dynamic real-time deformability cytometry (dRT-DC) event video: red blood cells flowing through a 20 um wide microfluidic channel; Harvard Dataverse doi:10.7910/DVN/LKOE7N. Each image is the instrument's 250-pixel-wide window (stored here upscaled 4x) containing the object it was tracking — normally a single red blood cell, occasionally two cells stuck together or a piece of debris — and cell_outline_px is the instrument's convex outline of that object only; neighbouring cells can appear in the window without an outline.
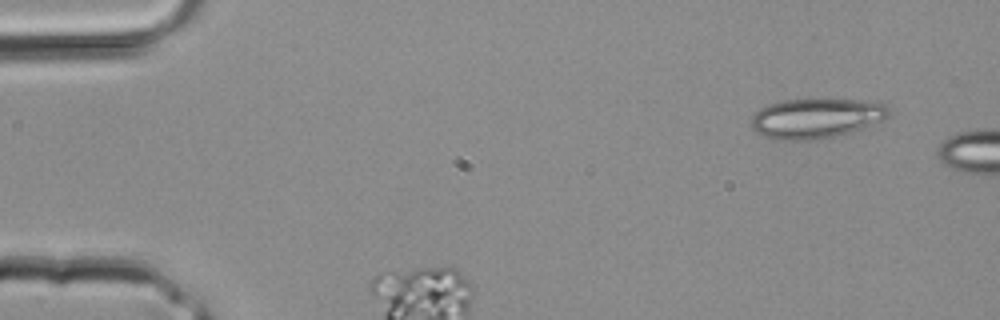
{"species": "common noctule bat (a hibernating species)", "species_latin": "Nyctalus noctula", "temperature_condition": "room temperature", "stored_images_in_passage": 2, "camera_frame_rate_fps": 3000, "um_per_image_px": 0.085, "animal": {"sex": "male", "body_mass_g": 20.4}, "frame": {"image": 1, "passage_image": 1, "time_ms": 0.0, "image_size_px": [1000, 320], "cell_outline_px": [[892, 112], [884, 120], [848, 132], [832, 136], [812, 140], [784, 140], [768, 136], [752, 128], [752, 116], [760, 108], [768, 104], [780, 100], [876, 100], [884, 104]], "centroid_in_image_um": [69.42, 10.03], "position_along_channel_um": 15.6, "area_um2": 31.5}}